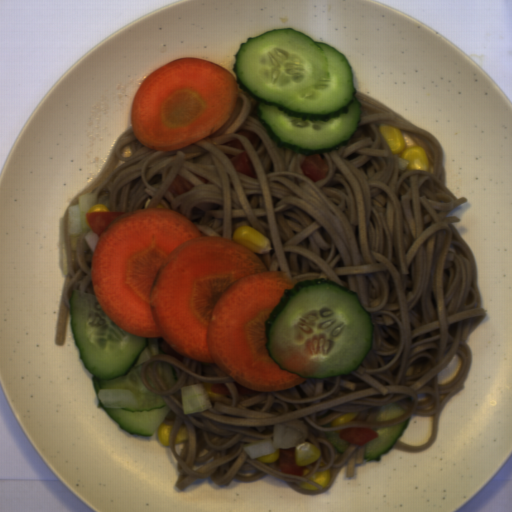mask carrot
I'll list each match as a JSON object with an SVG mask.
<instances>
[{
  "label": "carrot",
  "mask_w": 512,
  "mask_h": 512,
  "mask_svg": "<svg viewBox=\"0 0 512 512\" xmlns=\"http://www.w3.org/2000/svg\"><path fill=\"white\" fill-rule=\"evenodd\" d=\"M90 279L118 328L160 337L249 390L276 392L308 380L282 370L266 347L264 322L295 287L290 275L268 269L243 243L202 235L182 212H123L95 243Z\"/></svg>",
  "instance_id": "obj_1"
},
{
  "label": "carrot",
  "mask_w": 512,
  "mask_h": 512,
  "mask_svg": "<svg viewBox=\"0 0 512 512\" xmlns=\"http://www.w3.org/2000/svg\"><path fill=\"white\" fill-rule=\"evenodd\" d=\"M239 83L225 67L199 57H181L147 75L131 106L137 141L171 152L215 133L235 110Z\"/></svg>",
  "instance_id": "obj_2"
}]
</instances>
